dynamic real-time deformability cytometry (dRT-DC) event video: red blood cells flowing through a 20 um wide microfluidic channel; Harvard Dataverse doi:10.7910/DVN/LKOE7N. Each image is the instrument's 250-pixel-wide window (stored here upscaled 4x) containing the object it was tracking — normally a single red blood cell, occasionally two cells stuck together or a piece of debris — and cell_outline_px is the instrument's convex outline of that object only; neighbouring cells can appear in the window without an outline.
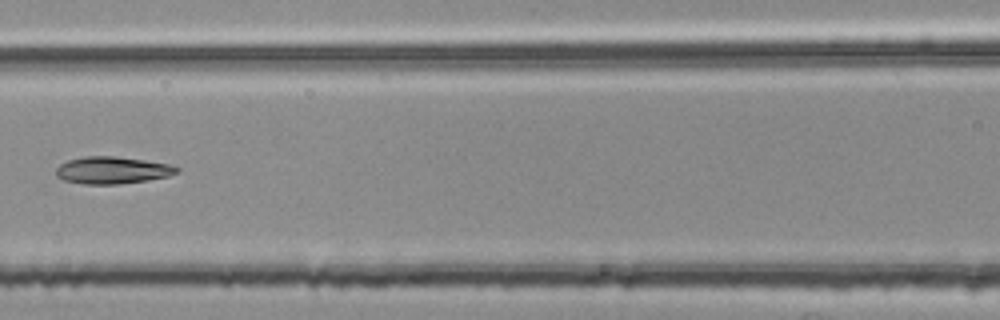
{"species": "common noctule bat (a hibernating species)", "species_latin": "Nyctalus noctula", "temperature_condition": "room temperature", "stored_images_in_passage": 6, "camera_frame_rate_fps": 3000, "um_per_image_px": 0.085, "animal": {"sex": "female", "body_mass_g": 25.1}, "frame": {"image": 1, "passage_image": 6, "time_ms": 1.667, "image_size_px": [1000, 320], "cell_outline_px": [[180, 168], [176, 172], [168, 176], [148, 180], [116, 184], [84, 184], [64, 180], [56, 176], [56, 168], [60, 164], [68, 160], [84, 156], [116, 156], [144, 160], [168, 164]], "centroid_in_image_um": [9.51, 14.46], "position_along_channel_um": 157.1, "area_um2": 18.96}}